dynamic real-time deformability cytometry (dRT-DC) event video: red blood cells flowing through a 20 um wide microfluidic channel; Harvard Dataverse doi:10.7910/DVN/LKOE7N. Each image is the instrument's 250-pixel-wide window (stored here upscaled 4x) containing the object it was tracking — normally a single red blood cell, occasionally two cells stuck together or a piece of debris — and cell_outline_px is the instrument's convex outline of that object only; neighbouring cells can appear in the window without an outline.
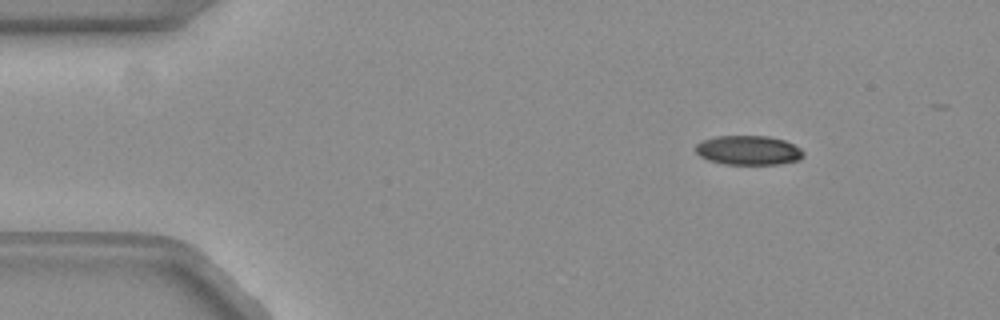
{"species": "common noctule bat (a hibernating species)", "species_latin": "Nyctalus noctula", "temperature_condition": "warm", "stored_images_in_passage": 15, "camera_frame_rate_fps": 3000, "um_per_image_px": 0.085, "animal": {"sex": "female", "body_mass_g": 19.3, "forearm_length_mm": 54.1}, "frame": {"image": 1, "passage_image": 7, "time_ms": 2.0, "image_size_px": [1000, 320], "cell_outline_px": [[804, 152], [796, 160], [776, 164], [728, 164], [712, 160], [700, 156], [696, 152], [696, 144], [704, 140], [716, 136], [764, 136], [784, 140], [800, 148]], "centroid_in_image_um": [63.59, 12.76], "position_along_channel_um": 21.4, "area_um2": 17.92}}